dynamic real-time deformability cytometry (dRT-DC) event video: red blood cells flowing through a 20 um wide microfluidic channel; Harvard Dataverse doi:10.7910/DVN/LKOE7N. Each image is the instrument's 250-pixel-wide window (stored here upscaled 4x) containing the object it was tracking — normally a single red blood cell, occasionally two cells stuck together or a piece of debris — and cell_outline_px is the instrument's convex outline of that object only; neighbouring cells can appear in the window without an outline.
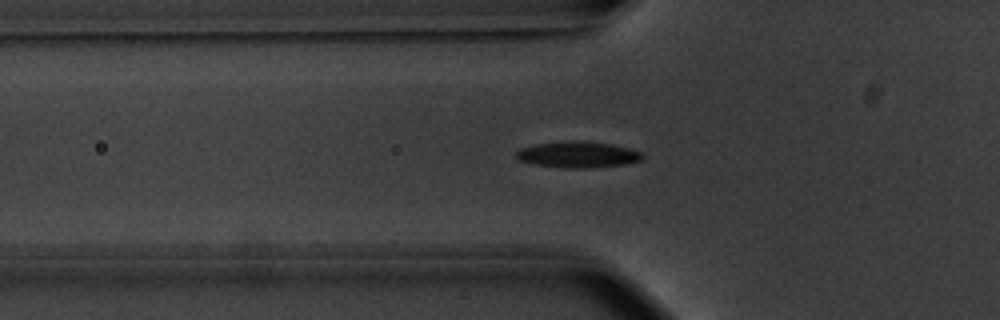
{"species": "common noctule bat (a hibernating species)", "species_latin": "Nyctalus noctula", "temperature_condition": "warm", "stored_images_in_passage": 51, "camera_frame_rate_fps": 3000, "um_per_image_px": 0.085, "animal": {"sex": "male", "body_mass_g": 20.1, "forearm_length_mm": 53.5}, "frame": {"image": 1, "passage_image": 15, "time_ms": 4.667, "image_size_px": [1000, 320], "cell_outline_px": [[644, 156], [640, 160], [624, 164], [588, 168], [564, 168], [536, 164], [520, 160], [516, 156], [516, 152], [520, 148], [536, 144], [568, 140], [576, 140], [612, 144], [628, 148], [640, 152]], "centroid_in_image_um": [49.11, 13.13], "position_along_channel_um": 76.7, "area_um2": 19.07}, "authors_computed_cell_mechanics": {"area_um2": 18.0914, "velocity_mm_per_s": 3.7338, "shape_relaxation_time_tau1_ms": 2.2154, "shape_relaxation_time_tau2_ms": null, "deformation_change_tau1": 0.134, "deformation_change_tau2": null}}